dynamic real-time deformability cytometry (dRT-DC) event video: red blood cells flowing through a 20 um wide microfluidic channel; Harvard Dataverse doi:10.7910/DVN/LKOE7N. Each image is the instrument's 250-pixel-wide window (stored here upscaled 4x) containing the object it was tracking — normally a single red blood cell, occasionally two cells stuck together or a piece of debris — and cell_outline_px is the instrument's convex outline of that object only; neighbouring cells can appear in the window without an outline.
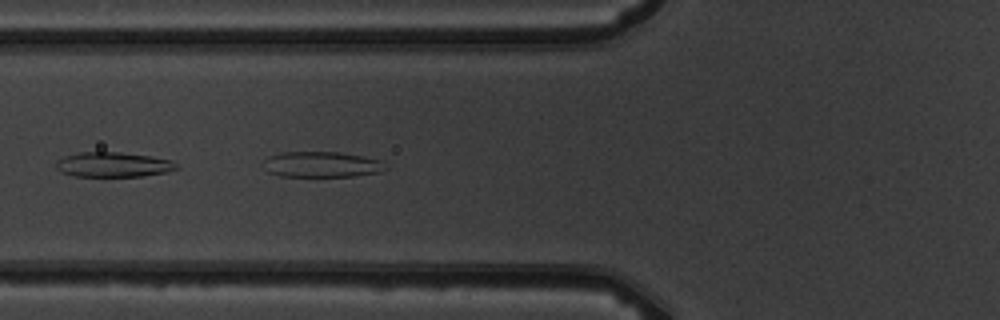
{"species": "common noctule bat (a hibernating species)", "species_latin": "Nyctalus noctula", "temperature_condition": "warm", "stored_images_in_passage": 5, "camera_frame_rate_fps": 3000, "um_per_image_px": 0.085, "animal": {"sex": "male", "body_mass_g": 19.5, "forearm_length_mm": 54.6}, "frame": {"image": 1, "passage_image": 5, "time_ms": 4.667, "image_size_px": [1000, 320], "cell_outline_px": [[388, 168], [380, 172], [352, 176], [280, 176], [268, 172], [264, 160], [268, 156], [280, 152], [336, 152], [364, 156], [380, 160]], "centroid_in_image_um": [27.35, 13.97], "position_along_channel_um": 98.4, "area_um2": 18.15}}